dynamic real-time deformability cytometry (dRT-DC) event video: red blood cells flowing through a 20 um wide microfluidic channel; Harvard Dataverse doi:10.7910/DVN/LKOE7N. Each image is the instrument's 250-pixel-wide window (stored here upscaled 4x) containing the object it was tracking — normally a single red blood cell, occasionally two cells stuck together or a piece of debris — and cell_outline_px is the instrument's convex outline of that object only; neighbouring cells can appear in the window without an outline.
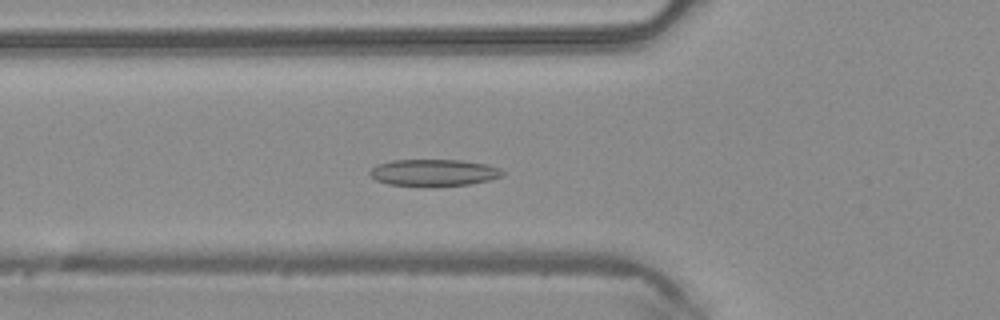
{"species": "common noctule bat (a hibernating species)", "species_latin": "Nyctalus noctula", "temperature_condition": "warm", "stored_images_in_passage": 34, "camera_frame_rate_fps": 3000, "um_per_image_px": 0.085, "animal": {"sex": "male", "body_mass_g": 20.4}, "frame": {"image": 1, "passage_image": 3, "time_ms": 0.667, "image_size_px": [1000, 320], "cell_outline_px": [[508, 172], [504, 176], [488, 180], [468, 184], [428, 188], [424, 188], [388, 184], [376, 180], [368, 172], [372, 168], [380, 164], [392, 160], [460, 160], [484, 164], [500, 168]], "centroid_in_image_um": [36.89, 14.7], "position_along_channel_um": 88.9, "area_um2": 21.15}}
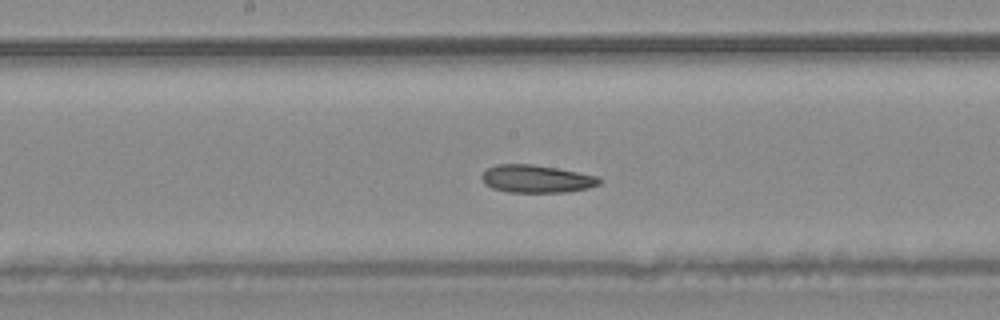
{"frame": {"image": 2, "passage_image": 11, "time_ms": 3.333, "image_size_px": [1000, 320], "cell_outline_px": [[604, 180], [600, 184], [588, 188], [568, 192], [508, 192], [492, 188], [484, 184], [480, 176], [488, 168], [496, 164], [532, 164], [556, 168], [600, 176]], "centroid_in_image_um": [45.63, 15.2], "position_along_channel_um": 202.6, "area_um2": 19.19}}
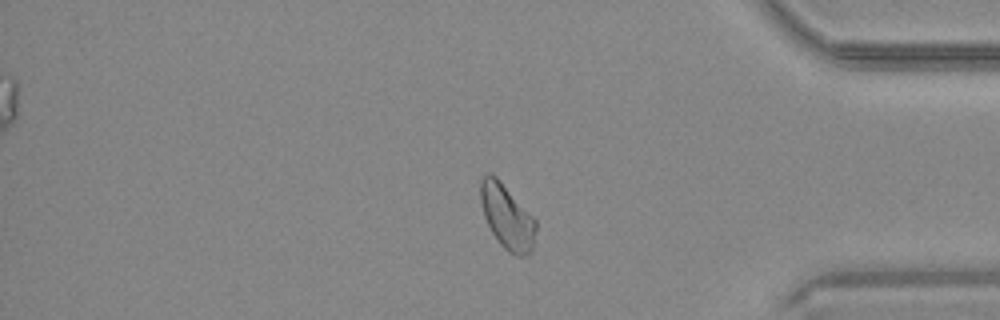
{"frame": {"image": 3, "passage_image": 26, "time_ms": 8.333, "image_size_px": [1000, 320], "cell_outline_px": [[536, 228], [532, 252], [528, 256], [516, 256], [508, 252], [500, 244], [492, 232], [484, 216], [480, 200], [480, 180], [484, 172], [492, 172], [500, 180], [536, 220]], "centroid_in_image_um": [43.09, 18.41], "position_along_channel_um": 392.1, "area_um2": 20.98}}